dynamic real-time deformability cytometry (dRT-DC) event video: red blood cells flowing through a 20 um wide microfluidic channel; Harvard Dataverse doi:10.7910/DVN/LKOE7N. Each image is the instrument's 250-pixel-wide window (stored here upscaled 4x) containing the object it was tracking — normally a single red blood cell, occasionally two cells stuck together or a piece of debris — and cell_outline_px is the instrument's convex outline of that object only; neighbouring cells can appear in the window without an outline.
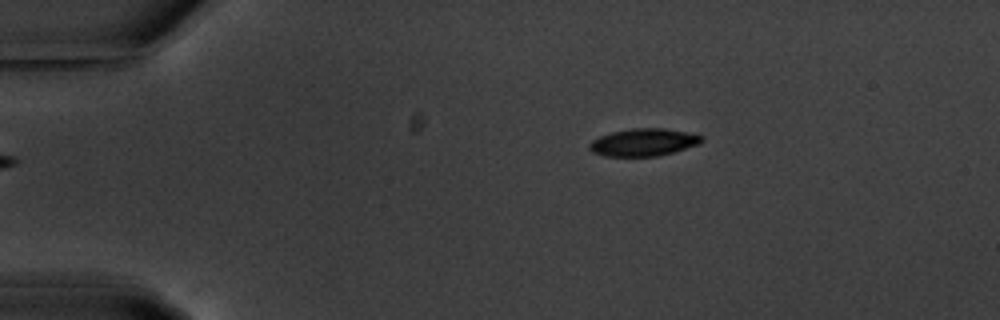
{"species": "common noctule bat (a hibernating species)", "species_latin": "Nyctalus noctula", "temperature_condition": "warm", "stored_images_in_passage": 4, "camera_frame_rate_fps": 3000, "um_per_image_px": 0.085, "animal": {"sex": "male", "body_mass_g": 20.1, "forearm_length_mm": 53.5}, "frame": {"image": 1, "passage_image": 4, "time_ms": 3.333, "image_size_px": [1000, 320], "cell_outline_px": [[704, 140], [700, 144], [672, 152], [656, 156], [604, 156], [592, 152], [588, 148], [588, 144], [592, 140], [600, 136], [612, 132], [632, 128], [664, 128], [704, 136]], "centroid_in_image_um": [54.68, 12.09], "position_along_channel_um": 30.3, "area_um2": 17.92}}